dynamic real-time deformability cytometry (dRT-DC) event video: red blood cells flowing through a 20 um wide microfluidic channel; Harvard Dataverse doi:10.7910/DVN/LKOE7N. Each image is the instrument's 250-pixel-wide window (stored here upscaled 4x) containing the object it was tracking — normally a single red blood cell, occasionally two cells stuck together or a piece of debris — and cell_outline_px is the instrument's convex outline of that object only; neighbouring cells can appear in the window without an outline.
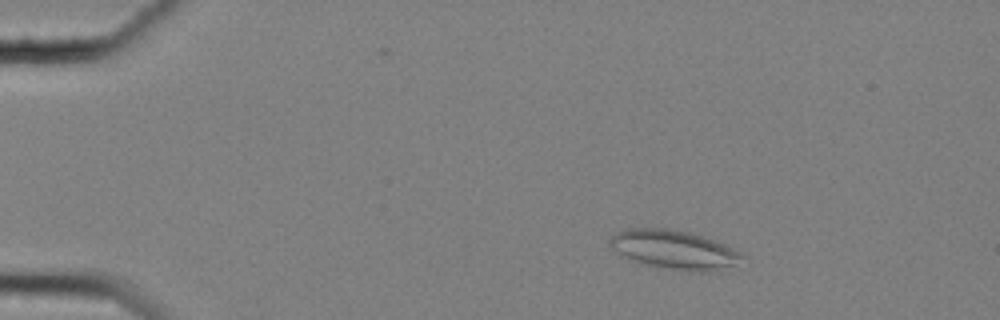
{"species": "common noctule bat (a hibernating species)", "species_latin": "Nyctalus noctula", "temperature_condition": "cold", "stored_images_in_passage": 59, "camera_frame_rate_fps": 3000, "um_per_image_px": 0.085, "animal": {"sex": "female", "body_mass_g": 25.1}, "frame": {"image": 1, "passage_image": 10, "time_ms": 3.0, "image_size_px": [1000, 320], "cell_outline_px": [[744, 256], [732, 264], [708, 272], [688, 272], [644, 264], [620, 256], [608, 244], [608, 240], [616, 232], [624, 228], [668, 228], [692, 232], [724, 244], [740, 252]], "centroid_in_image_um": [57.2, 21.2], "position_along_channel_um": 27.8, "area_um2": 29.94}}
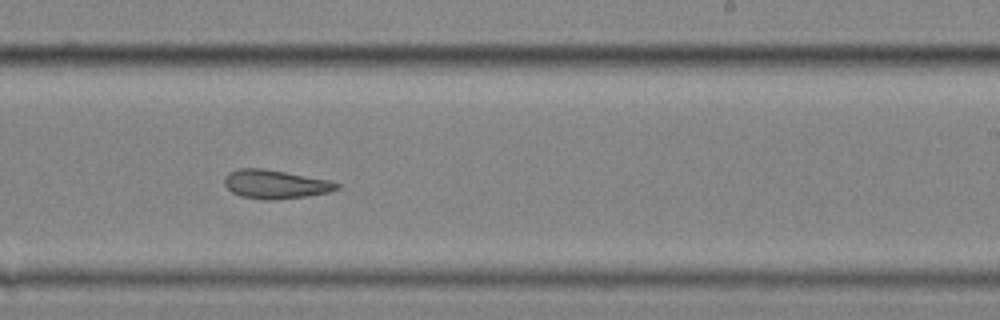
{"frame": {"image": 2, "passage_image": 37, "time_ms": 12.0, "image_size_px": [1000, 320], "cell_outline_px": [[340, 188], [328, 192], [308, 196], [276, 200], [264, 200], [240, 196], [232, 192], [224, 184], [224, 176], [228, 172], [240, 168], [264, 168], [328, 180], [340, 184]], "centroid_in_image_um": [23.37, 15.66], "position_along_channel_um": 265.6, "area_um2": 18.9}}
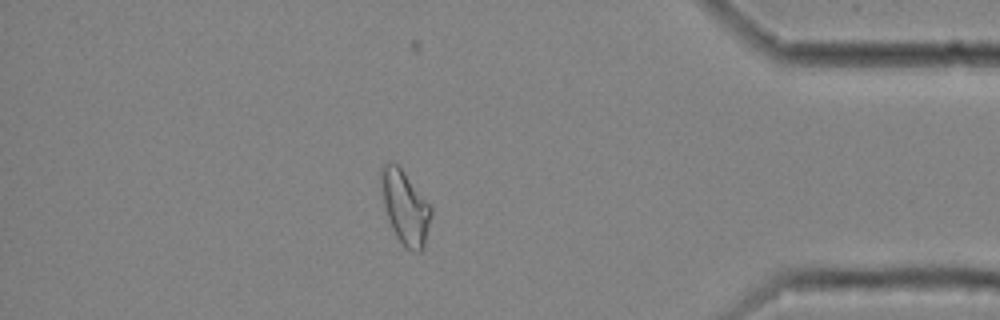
{"frame": {"image": 3, "passage_image": 51, "time_ms": 16.667, "image_size_px": [1000, 320], "cell_outline_px": [[432, 212], [424, 248], [420, 252], [404, 248], [396, 236], [388, 220], [384, 204], [380, 180], [380, 168], [384, 164], [396, 164], [400, 168], [432, 208]], "centroid_in_image_um": [34.43, 17.68], "position_along_channel_um": 400.8, "area_um2": 20.98}, "authors_computed_cell_mechanics": {"area_um2": 21.5594, "velocity_mm_per_s": 3.5171, "shape_relaxation_time_tau1_ms": null, "shape_relaxation_time_tau2_ms": 5.4994, "deformation_change_tau1": null, "deformation_change_tau2": 0.1293}}